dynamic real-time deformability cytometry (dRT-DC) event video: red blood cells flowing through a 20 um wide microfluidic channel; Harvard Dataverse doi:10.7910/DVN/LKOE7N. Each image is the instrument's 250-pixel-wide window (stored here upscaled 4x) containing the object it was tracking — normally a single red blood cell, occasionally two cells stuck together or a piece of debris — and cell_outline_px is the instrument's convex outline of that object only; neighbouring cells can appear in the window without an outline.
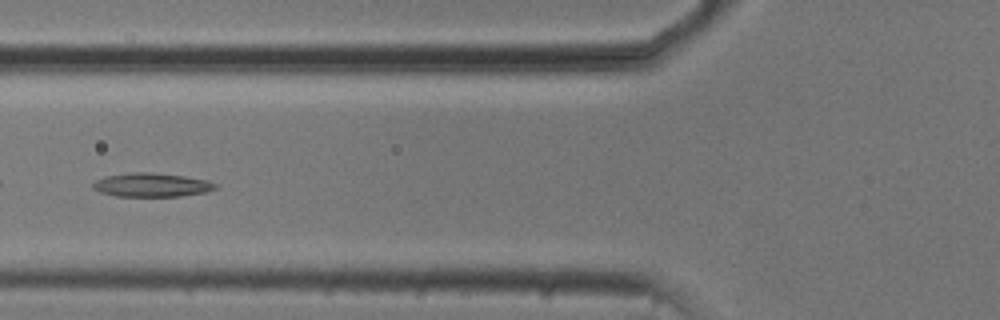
{"species": "common noctule bat (a hibernating species)", "species_latin": "Nyctalus noctula", "temperature_condition": "cold", "stored_images_in_passage": 54, "camera_frame_rate_fps": 3000, "um_per_image_px": 0.085, "animal": {"sex": "male", "body_mass_g": 20.5, "forearm_length_mm": 52.5}, "frame": {"image": 1, "passage_image": 21, "time_ms": 6.667, "image_size_px": [1000, 320], "cell_outline_px": [[216, 188], [204, 192], [180, 196], [116, 196], [100, 192], [92, 188], [92, 184], [96, 180], [104, 176], [132, 172], [152, 172], [184, 176], [208, 180], [216, 184]], "centroid_in_image_um": [12.85, 15.71], "position_along_channel_um": 112.9, "area_um2": 16.94}}
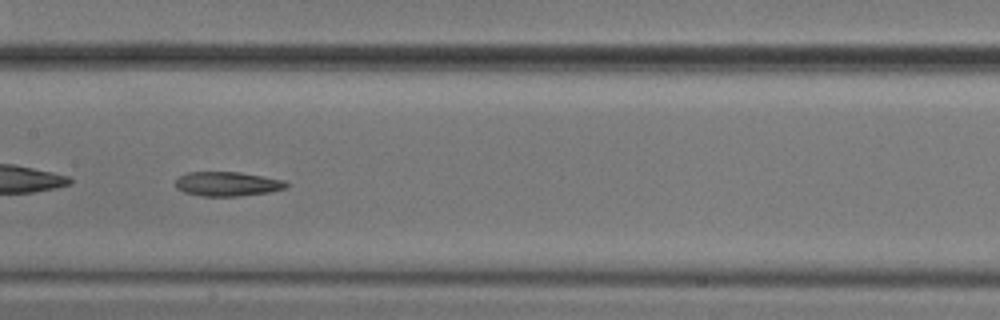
{"frame": {"image": 2, "passage_image": 27, "time_ms": 8.667, "image_size_px": [1000, 320], "cell_outline_px": [[288, 184], [284, 188], [268, 192], [240, 196], [200, 196], [184, 192], [176, 188], [176, 176], [188, 172], [240, 172], [284, 180]], "centroid_in_image_um": [19.27, 15.63], "position_along_channel_um": 188.1, "area_um2": 15.72}}
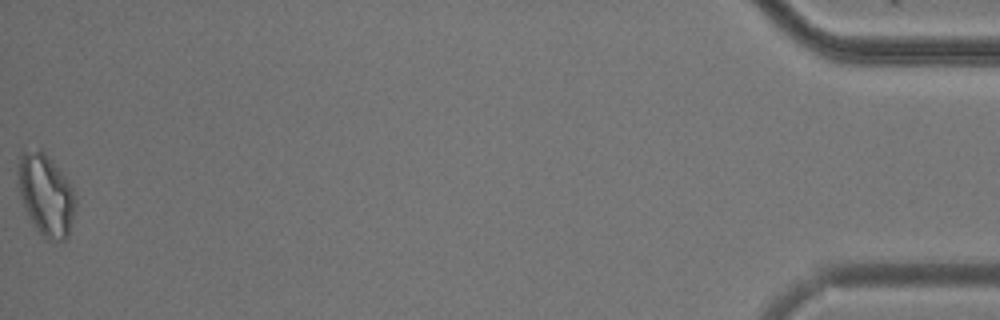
{"frame": {"image": 3, "passage_image": 54, "time_ms": 17.667, "image_size_px": [1000, 320], "cell_outline_px": [[76, 208], [68, 236], [64, 240], [48, 240], [32, 224], [24, 204], [20, 192], [16, 172], [16, 164], [20, 152], [40, 148], [44, 152], [64, 176], [72, 188], [76, 196]], "centroid_in_image_um": [3.89, 16.54], "position_along_channel_um": 431.3, "area_um2": 27.28}, "authors_computed_cell_mechanics": {"area_um2": 18.5827, "velocity_mm_per_s": 3.738, "shape_relaxation_time_tau1_ms": 4.8894, "shape_relaxation_time_tau2_ms": 7.7395, "deformation_change_tau1": 0.1569, "deformation_change_tau2": 0.1761}}